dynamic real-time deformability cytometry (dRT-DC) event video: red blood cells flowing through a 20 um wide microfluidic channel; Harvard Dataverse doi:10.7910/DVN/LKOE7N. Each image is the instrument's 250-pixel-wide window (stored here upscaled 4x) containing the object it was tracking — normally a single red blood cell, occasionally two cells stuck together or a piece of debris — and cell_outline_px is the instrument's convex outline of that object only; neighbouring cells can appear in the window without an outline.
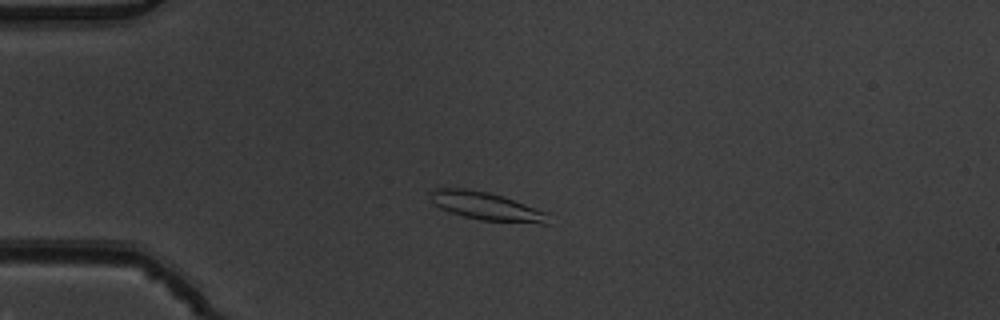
{"species": "common noctule bat (a hibernating species)", "species_latin": "Nyctalus noctula", "temperature_condition": "warm", "stored_images_in_passage": 7, "camera_frame_rate_fps": 3000, "um_per_image_px": 0.085, "animal": {"sex": "male", "body_mass_g": 19.5, "forearm_length_mm": 54.6}, "frame": {"image": 1, "passage_image": 3, "time_ms": 0.667, "image_size_px": [1000, 320], "cell_outline_px": [[552, 224], [540, 224], [480, 220], [464, 216], [440, 208], [432, 204], [428, 192], [432, 188], [464, 188], [488, 192], [504, 196], [548, 212]], "centroid_in_image_um": [41.38, 17.53], "position_along_channel_um": 43.6, "area_um2": 19.77}}
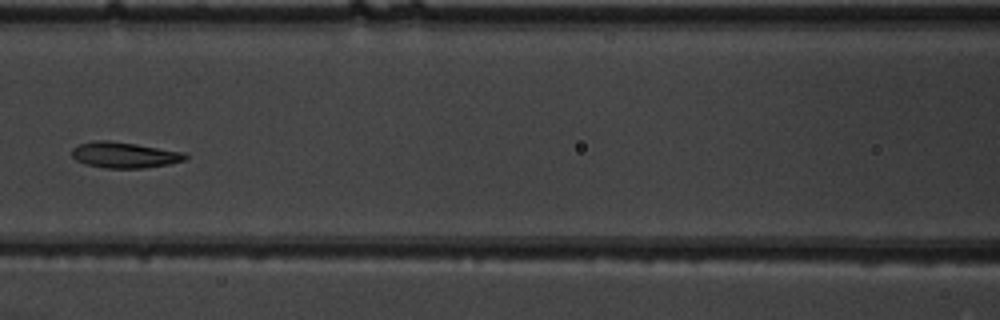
{"frame": {"image": 2, "passage_image": 6, "time_ms": 1.667, "image_size_px": [1000, 320], "cell_outline_px": [[188, 160], [168, 164], [144, 168], [104, 168], [84, 164], [76, 160], [72, 156], [72, 148], [80, 144], [92, 140], [108, 140], [136, 144], [184, 152], [188, 156]], "centroid_in_image_um": [10.57, 13.17], "position_along_channel_um": 156.0, "area_um2": 17.22}}
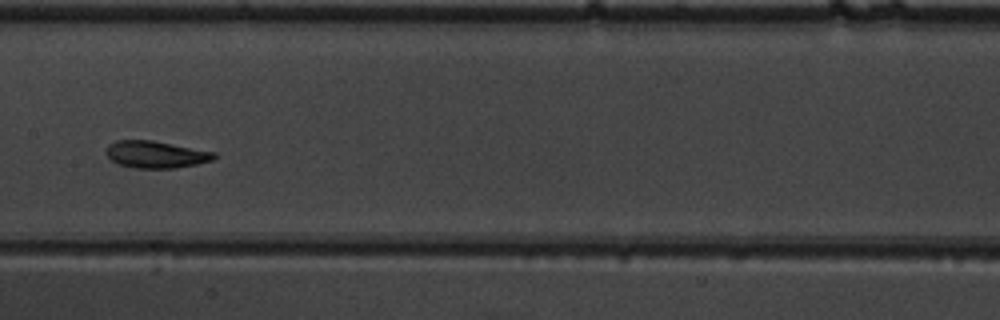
{"frame": {"image": 3, "passage_image": 7, "time_ms": 2.0, "image_size_px": [1000, 320], "cell_outline_px": [[216, 156], [212, 160], [196, 164], [176, 168], [136, 168], [120, 164], [112, 160], [104, 152], [108, 144], [116, 140], [152, 140], [216, 152]], "centroid_in_image_um": [13.23, 13.12], "position_along_channel_um": 194.2, "area_um2": 16.99}}